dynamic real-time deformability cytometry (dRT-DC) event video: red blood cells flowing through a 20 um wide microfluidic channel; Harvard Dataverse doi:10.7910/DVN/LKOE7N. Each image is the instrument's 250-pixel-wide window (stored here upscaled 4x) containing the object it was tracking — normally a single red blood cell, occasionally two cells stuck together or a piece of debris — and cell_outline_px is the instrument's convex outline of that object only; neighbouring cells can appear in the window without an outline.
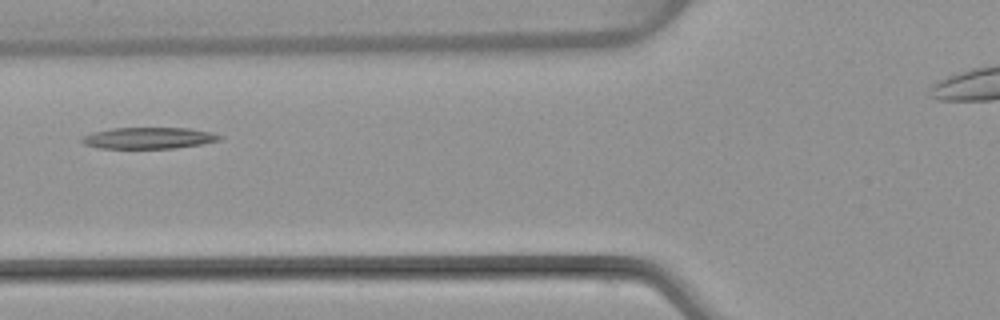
{"species": "common noctule bat (a hibernating species)", "species_latin": "Nyctalus noctula", "temperature_condition": "warm", "stored_images_in_passage": 3, "camera_frame_rate_fps": 3000, "um_per_image_px": 0.085, "animal": {"sex": "female", "body_mass_g": 22.7, "forearm_length_mm": 54.2}, "frame": {"image": 1, "passage_image": 3, "time_ms": 2.333, "image_size_px": [1000, 320], "cell_outline_px": [[224, 136], [220, 140], [200, 144], [176, 148], [100, 148], [84, 144], [80, 140], [80, 136], [92, 132], [112, 128], [188, 128], [212, 132]], "centroid_in_image_um": [12.62, 11.73], "position_along_channel_um": 113.2, "area_um2": 17.22}}